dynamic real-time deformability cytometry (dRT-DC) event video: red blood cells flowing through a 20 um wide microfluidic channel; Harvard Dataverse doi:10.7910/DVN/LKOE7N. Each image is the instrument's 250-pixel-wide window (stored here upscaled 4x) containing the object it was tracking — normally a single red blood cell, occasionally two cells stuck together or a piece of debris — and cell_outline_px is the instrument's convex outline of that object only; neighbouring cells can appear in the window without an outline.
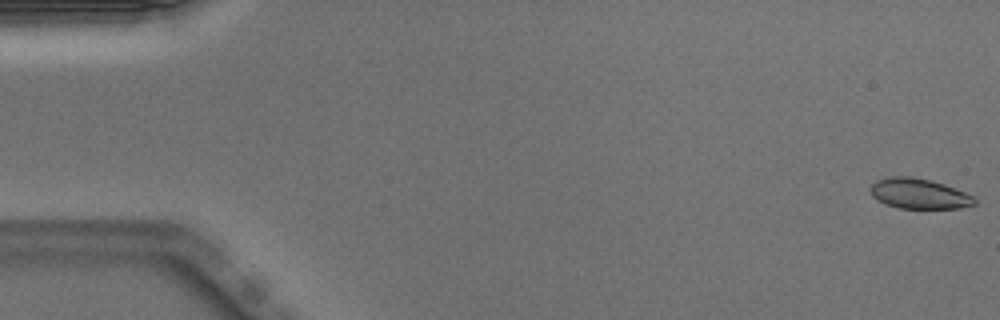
{"species": "Egyptian fruit bat (a non-hibernating species)", "species_latin": "Rousettus aegyptiacus", "temperature_condition": "warm", "stored_images_in_passage": 51, "camera_frame_rate_fps": 3000, "um_per_image_px": 0.085, "animal": {"sex": "male"}, "frame": {"image": 1, "passage_image": 1, "time_ms": 0.0, "image_size_px": [1000, 320], "cell_outline_px": [[976, 204], [960, 208], [900, 208], [888, 204], [872, 196], [872, 184], [880, 180], [896, 176], [908, 176], [932, 180], [944, 184], [964, 192], [972, 196], [976, 200]], "centroid_in_image_um": [78.17, 16.46], "position_along_channel_um": 6.8, "area_um2": 17.86}}
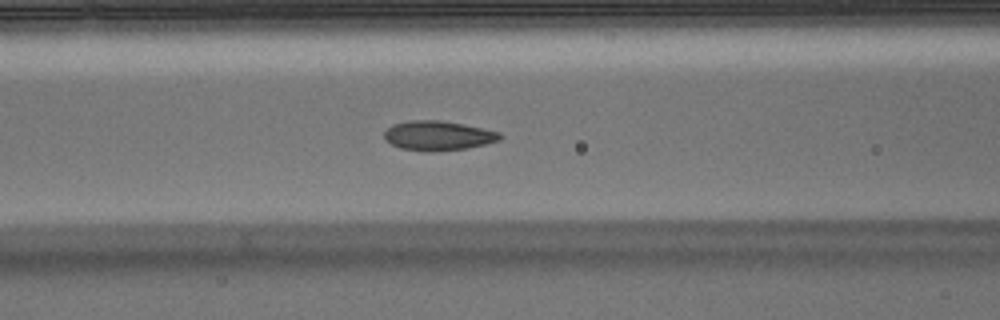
{"frame": {"image": 2, "passage_image": 21, "time_ms": 6.667, "image_size_px": [1000, 320], "cell_outline_px": [[504, 136], [500, 140], [468, 148], [428, 152], [424, 152], [400, 148], [384, 140], [384, 132], [392, 124], [408, 120], [440, 120], [464, 124], [484, 128], [500, 132]], "centroid_in_image_um": [37.23, 11.53], "position_along_channel_um": 129.4, "area_um2": 20.17}}
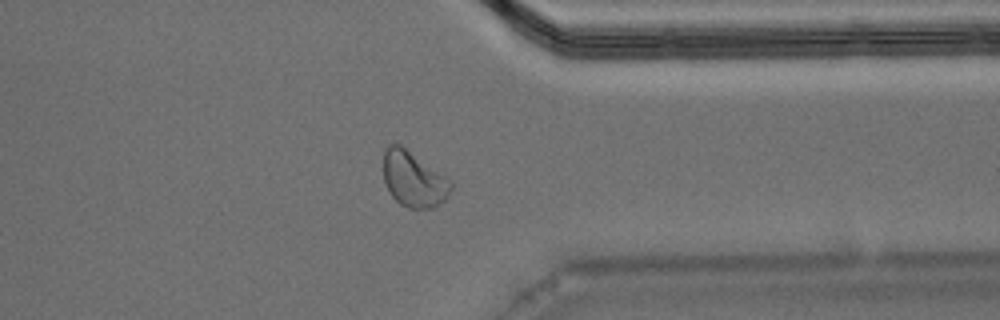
{"frame": {"image": 3, "passage_image": 40, "time_ms": 13.0, "image_size_px": [1000, 320], "cell_outline_px": [[452, 188], [448, 196], [444, 200], [432, 208], [408, 208], [400, 204], [392, 196], [384, 180], [384, 148], [388, 144], [400, 144], [452, 180]], "centroid_in_image_um": [35.16, 15.22], "position_along_channel_um": 376.2, "area_um2": 21.79}, "authors_computed_cell_mechanics": {"area_um2": 19.652, "velocity_mm_per_s": 3.9784, "shape_relaxation_time_tau1_ms": 5.8703, "shape_relaxation_time_tau2_ms": 1.1844, "deformation_change_tau1": 0.1511, "deformation_change_tau2": 0.0431}}